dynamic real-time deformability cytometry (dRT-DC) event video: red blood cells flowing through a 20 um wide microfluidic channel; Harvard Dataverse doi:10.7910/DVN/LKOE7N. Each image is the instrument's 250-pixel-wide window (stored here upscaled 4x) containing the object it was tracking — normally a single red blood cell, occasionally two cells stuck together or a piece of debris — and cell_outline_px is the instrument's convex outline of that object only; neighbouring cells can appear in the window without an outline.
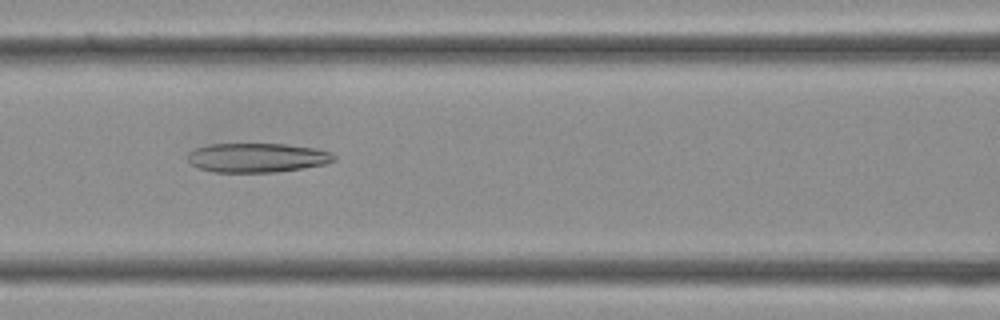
{"species": "Egyptian fruit bat (a non-hibernating species)", "species_latin": "Rousettus aegyptiacus", "temperature_condition": "cold", "stored_images_in_passage": 35, "camera_frame_rate_fps": 3000, "um_per_image_px": 0.085, "frame": {"image": 1, "passage_image": 15, "time_ms": 4.667, "image_size_px": [1000, 320], "cell_outline_px": [[336, 160], [324, 164], [276, 172], [216, 172], [200, 168], [192, 164], [188, 160], [188, 152], [196, 148], [208, 144], [284, 144], [316, 148], [332, 152], [336, 156]], "centroid_in_image_um": [21.88, 13.39], "position_along_channel_um": 144.7, "area_um2": 24.85}}
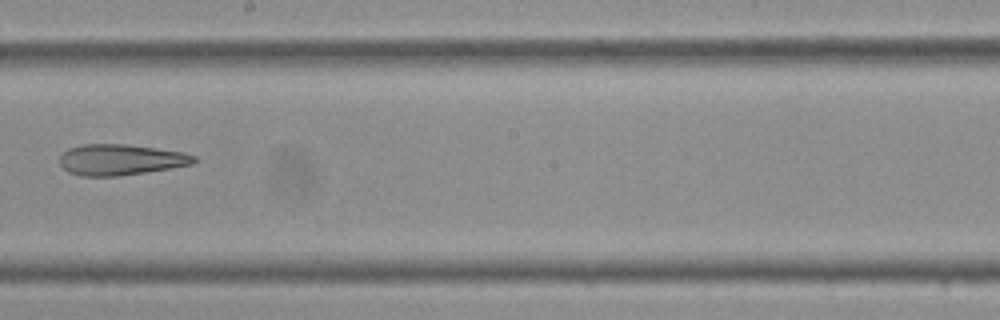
{"frame": {"image": 2, "passage_image": 20, "time_ms": 6.333, "image_size_px": [1000, 320], "cell_outline_px": [[196, 160], [192, 164], [172, 168], [120, 176], [80, 176], [68, 172], [60, 164], [60, 156], [68, 148], [80, 144], [128, 144], [184, 152], [196, 156]], "centroid_in_image_um": [10.25, 13.57], "position_along_channel_um": 238.0, "area_um2": 24.33}}
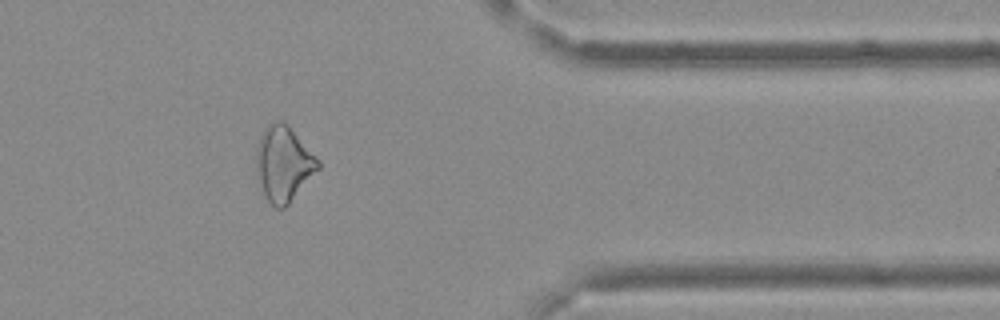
{"frame": {"image": 3, "passage_image": 29, "time_ms": 9.333, "image_size_px": [1000, 320], "cell_outline_px": [[320, 168], [288, 204], [284, 208], [276, 208], [264, 196], [256, 172], [256, 148], [260, 136], [264, 128], [272, 120], [284, 120], [288, 124], [320, 160]], "centroid_in_image_um": [24.09, 13.88], "position_along_channel_um": 387.3, "area_um2": 27.28}}